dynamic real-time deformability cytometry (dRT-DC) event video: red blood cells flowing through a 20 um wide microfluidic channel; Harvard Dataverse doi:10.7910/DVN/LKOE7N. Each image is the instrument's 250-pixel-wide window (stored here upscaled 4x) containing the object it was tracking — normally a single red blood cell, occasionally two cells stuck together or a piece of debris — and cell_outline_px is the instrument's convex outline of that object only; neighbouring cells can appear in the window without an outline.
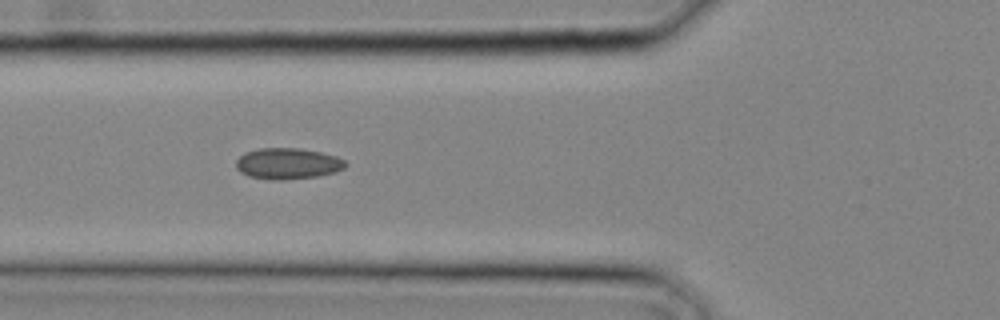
{"species": "common noctule bat (a hibernating species)", "species_latin": "Nyctalus noctula", "temperature_condition": "cold", "stored_images_in_passage": 17, "camera_frame_rate_fps": 3000, "um_per_image_px": 0.085, "animal": {"sex": "male", "body_mass_g": 20.4}, "frame": {"image": 1, "passage_image": 10, "time_ms": 3.0, "image_size_px": [1000, 320], "cell_outline_px": [[348, 164], [344, 168], [336, 172], [316, 176], [280, 180], [272, 180], [248, 176], [240, 172], [236, 168], [236, 160], [244, 152], [260, 148], [300, 148], [320, 152], [336, 156], [344, 160]], "centroid_in_image_um": [24.44, 13.9], "position_along_channel_um": 101.4, "area_um2": 19.88}}
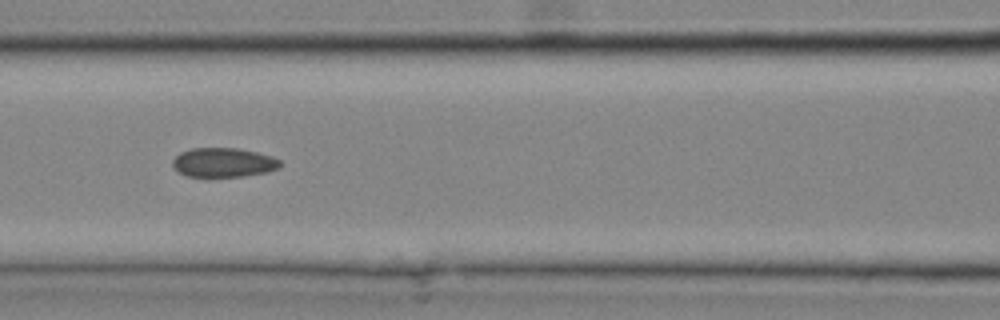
{"frame": {"image": 2, "passage_image": 12, "time_ms": 3.667, "image_size_px": [1000, 320], "cell_outline_px": [[280, 164], [276, 168], [268, 172], [244, 176], [188, 176], [180, 172], [172, 164], [172, 160], [180, 152], [192, 148], [236, 148], [256, 152], [272, 156], [280, 160]], "centroid_in_image_um": [18.99, 13.8], "position_along_channel_um": 147.6, "area_um2": 18.09}}
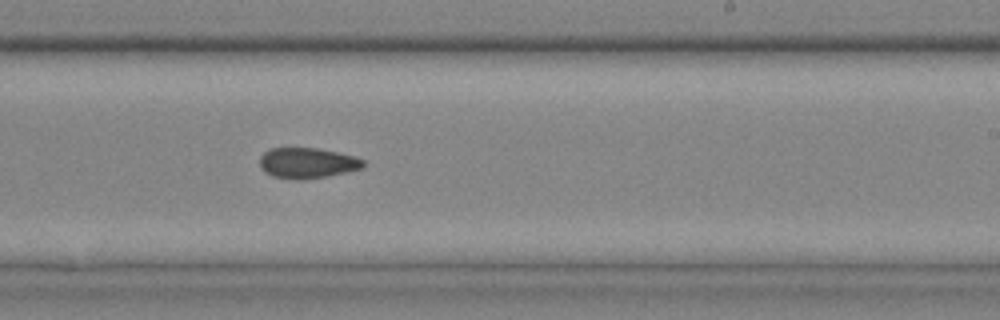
{"frame": {"image": 3, "passage_image": 17, "time_ms": 5.333, "image_size_px": [1000, 320], "cell_outline_px": [[368, 164], [364, 168], [348, 172], [328, 176], [296, 180], [272, 176], [264, 172], [260, 168], [260, 156], [264, 152], [272, 148], [316, 148], [356, 156], [364, 160]], "centroid_in_image_um": [26.16, 13.86], "position_along_channel_um": 262.8, "area_um2": 18.67}}